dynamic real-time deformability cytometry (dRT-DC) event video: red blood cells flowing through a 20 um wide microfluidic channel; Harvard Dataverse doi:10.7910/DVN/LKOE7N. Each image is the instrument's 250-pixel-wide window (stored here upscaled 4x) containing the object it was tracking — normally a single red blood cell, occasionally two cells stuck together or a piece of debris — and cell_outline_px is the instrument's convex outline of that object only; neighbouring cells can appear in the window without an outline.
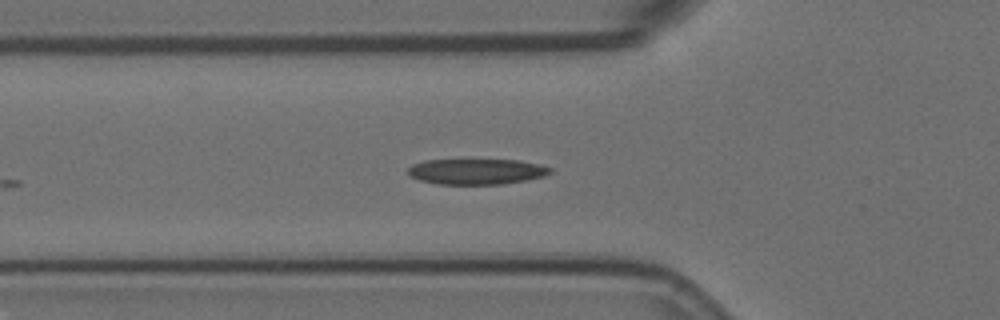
{"species": "Egyptian fruit bat (a non-hibernating species)", "species_latin": "Rousettus aegyptiacus", "temperature_condition": "room temperature", "stored_images_in_passage": 7, "camera_frame_rate_fps": 3000, "um_per_image_px": 0.085, "animal": {"sex": "female"}, "frame": {"image": 1, "passage_image": 2, "time_ms": 0.333, "image_size_px": [1000, 320], "cell_outline_px": [[552, 172], [544, 176], [528, 180], [504, 184], [436, 184], [420, 180], [412, 176], [408, 172], [408, 168], [412, 164], [424, 160], [520, 160], [552, 168]], "centroid_in_image_um": [40.52, 14.58], "position_along_channel_um": 85.3, "area_um2": 21.21}}